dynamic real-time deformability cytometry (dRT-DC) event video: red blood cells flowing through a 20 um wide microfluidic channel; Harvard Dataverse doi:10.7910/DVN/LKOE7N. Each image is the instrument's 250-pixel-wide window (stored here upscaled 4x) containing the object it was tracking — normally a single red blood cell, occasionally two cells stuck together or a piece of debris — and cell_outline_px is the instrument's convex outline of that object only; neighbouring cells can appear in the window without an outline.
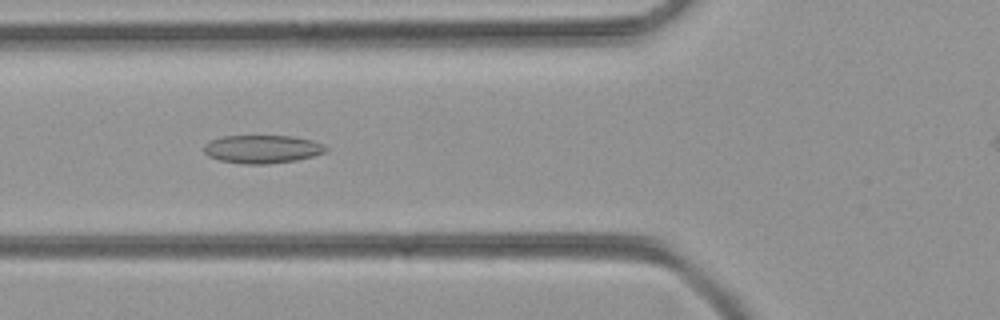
{"species": "common noctule bat (a hibernating species)", "species_latin": "Nyctalus noctula", "temperature_condition": "room temperature", "stored_images_in_passage": 45, "camera_frame_rate_fps": 3000, "um_per_image_px": 0.085, "animal": {"sex": "female", "body_mass_g": 21.9}, "frame": {"image": 1, "passage_image": 19, "time_ms": 6.0, "image_size_px": [1000, 320], "cell_outline_px": [[328, 152], [296, 160], [268, 164], [244, 164], [220, 160], [208, 156], [204, 152], [204, 144], [208, 140], [224, 136], [292, 136], [312, 140], [324, 144], [328, 148]], "centroid_in_image_um": [22.3, 12.67], "position_along_channel_um": 103.5, "area_um2": 20.17}}
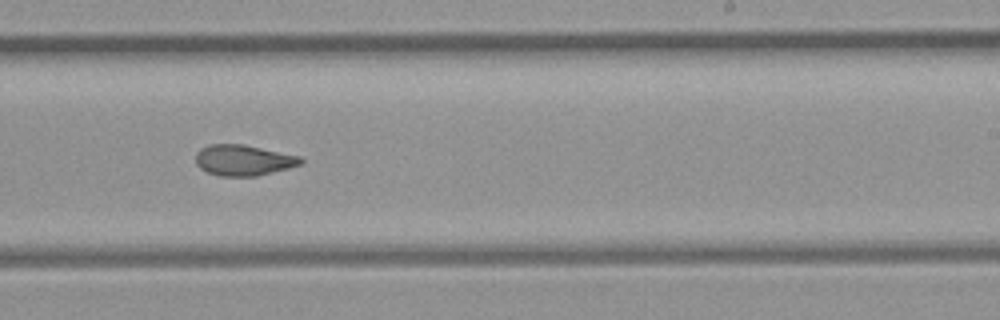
{"frame": {"image": 2, "passage_image": 31, "time_ms": 10.0, "image_size_px": [1000, 320], "cell_outline_px": [[304, 164], [256, 176], [220, 176], [208, 172], [200, 168], [196, 164], [196, 152], [200, 148], [208, 144], [244, 144], [300, 156], [304, 160]], "centroid_in_image_um": [20.69, 13.61], "position_along_channel_um": 268.3, "area_um2": 18.96}}
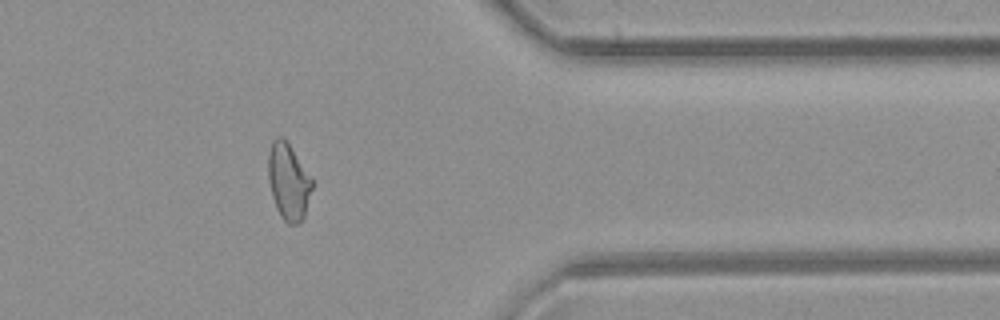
{"frame": {"image": 3, "passage_image": 41, "time_ms": 13.333, "image_size_px": [1000, 320], "cell_outline_px": [[312, 188], [304, 216], [296, 224], [288, 224], [280, 216], [276, 208], [272, 196], [268, 180], [268, 152], [272, 140], [276, 136], [280, 136], [288, 144], [312, 176]], "centroid_in_image_um": [24.5, 15.43], "position_along_channel_um": 386.9, "area_um2": 19.48}}